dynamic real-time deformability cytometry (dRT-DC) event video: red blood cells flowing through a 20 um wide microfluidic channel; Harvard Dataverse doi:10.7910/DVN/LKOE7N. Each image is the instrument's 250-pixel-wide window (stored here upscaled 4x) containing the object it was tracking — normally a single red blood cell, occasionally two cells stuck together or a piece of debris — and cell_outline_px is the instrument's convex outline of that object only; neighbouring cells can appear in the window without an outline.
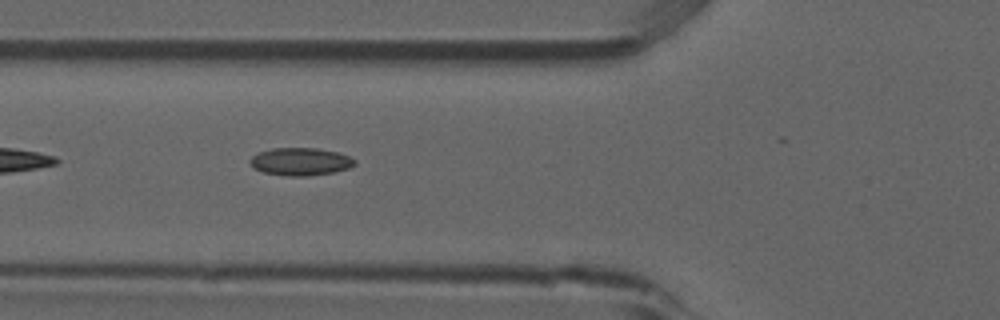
{"species": "common noctule bat (a hibernating species)", "species_latin": "Nyctalus noctula", "temperature_condition": "room temperature", "stored_images_in_passage": 2, "camera_frame_rate_fps": 3000, "um_per_image_px": 0.085, "animal": {"sex": "male", "forearm_length_mm": 52.5}, "frame": {"image": 1, "passage_image": 2, "time_ms": 0.333, "image_size_px": [1000, 320], "cell_outline_px": [[356, 164], [348, 168], [332, 172], [308, 176], [288, 176], [264, 172], [252, 168], [248, 160], [252, 156], [260, 152], [272, 148], [316, 148], [336, 152], [348, 156], [356, 160]], "centroid_in_image_um": [25.51, 13.74], "position_along_channel_um": 100.3, "area_um2": 16.82}}